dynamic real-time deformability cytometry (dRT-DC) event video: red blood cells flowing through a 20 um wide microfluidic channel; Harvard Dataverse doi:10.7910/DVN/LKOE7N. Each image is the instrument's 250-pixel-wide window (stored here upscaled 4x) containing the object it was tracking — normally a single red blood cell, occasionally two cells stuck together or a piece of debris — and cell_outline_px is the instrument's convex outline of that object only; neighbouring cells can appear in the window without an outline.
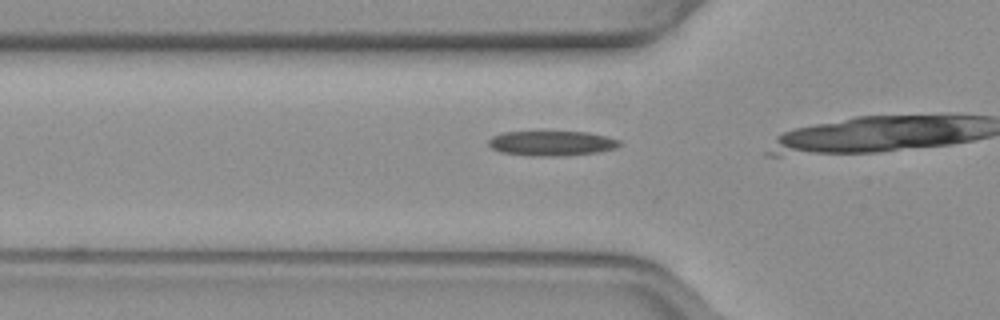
{"species": "common noctule bat (a hibernating species)", "species_latin": "Nyctalus noctula", "temperature_condition": "warm", "stored_images_in_passage": 15, "camera_frame_rate_fps": 3000, "um_per_image_px": 0.085, "animal": {"sex": "female", "body_mass_g": 19.3, "forearm_length_mm": 54.1}, "frame": {"image": 1, "passage_image": 14, "time_ms": 4.333, "image_size_px": [1000, 320], "cell_outline_px": [[620, 144], [616, 148], [600, 152], [568, 156], [532, 156], [500, 152], [492, 148], [488, 144], [488, 140], [492, 136], [504, 132], [588, 132], [608, 136], [620, 140]], "centroid_in_image_um": [46.92, 12.19], "position_along_channel_um": 78.9, "area_um2": 19.19}}